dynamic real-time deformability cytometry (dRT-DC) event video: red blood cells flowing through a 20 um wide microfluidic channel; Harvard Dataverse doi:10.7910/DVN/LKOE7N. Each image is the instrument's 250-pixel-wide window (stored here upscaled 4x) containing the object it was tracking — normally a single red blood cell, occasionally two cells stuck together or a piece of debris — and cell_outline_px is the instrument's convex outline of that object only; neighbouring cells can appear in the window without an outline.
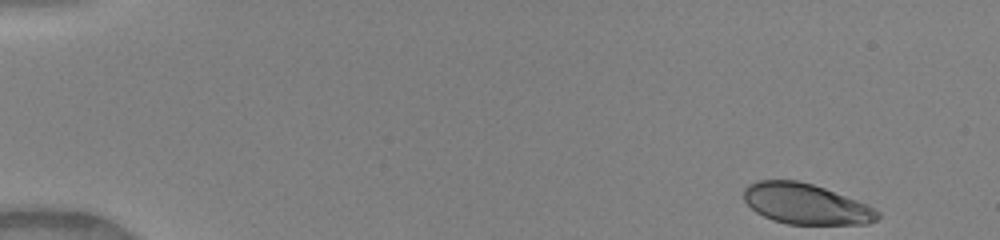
{"species": "human", "species_latin": "Homo sapiens", "temperature_condition": "warm", "stored_images_in_passage": 42, "camera_frame_rate_fps": 3000, "um_per_image_px": 0.085, "donor": {"sex": "female"}, "frame": {"image": 1, "passage_image": 1, "time_ms": 0.0, "image_size_px": [1000, 240], "cell_outline_px": [[880, 216], [876, 220], [868, 224], [788, 224], [772, 220], [756, 212], [744, 200], [744, 188], [748, 184], [756, 180], [796, 180], [812, 184], [824, 188], [868, 204], [876, 208], [880, 212]], "centroid_in_image_um": [68.51, 17.33], "position_along_channel_um": 16.5, "area_um2": 31.73}}
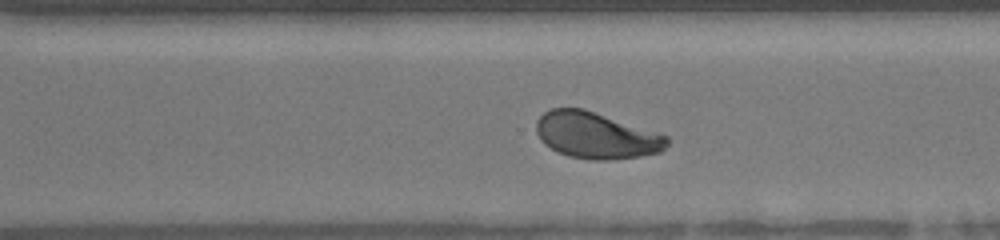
{"frame": {"image": 2, "passage_image": 33, "time_ms": 10.667, "image_size_px": [1000, 240], "cell_outline_px": [[668, 144], [660, 152], [640, 156], [608, 160], [592, 160], [568, 156], [556, 152], [544, 144], [540, 140], [536, 132], [536, 120], [544, 112], [552, 108], [584, 108], [668, 136]], "centroid_in_image_um": [50.63, 11.51], "position_along_channel_um": 320.0, "area_um2": 35.37}}
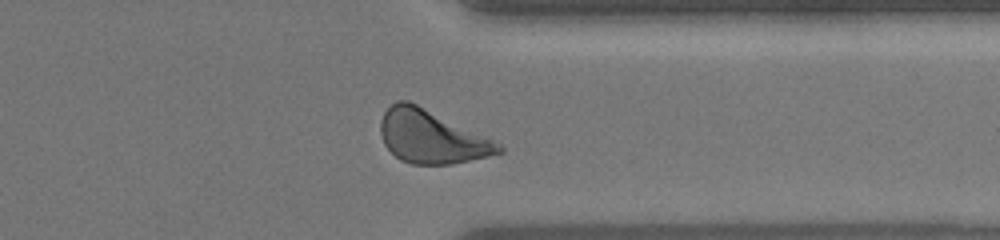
{"frame": {"image": 3, "passage_image": 37, "time_ms": 12.0, "image_size_px": [1000, 240], "cell_outline_px": [[504, 152], [488, 156], [452, 164], [412, 164], [400, 160], [384, 144], [380, 132], [380, 120], [384, 112], [396, 100], [408, 100], [492, 140], [500, 144], [504, 148]], "centroid_in_image_um": [36.63, 11.63], "position_along_channel_um": 374.8, "area_um2": 35.95}, "authors_computed_cell_mechanics": {"area_um2": 34.8245, "velocity_mm_per_s": 4.1022, "shape_relaxation_time_tau1_ms": 3.3135, "shape_relaxation_time_tau2_ms": 0.6795, "deformation_change_tau1": 0.1509, "deformation_change_tau2": 0.0541}}